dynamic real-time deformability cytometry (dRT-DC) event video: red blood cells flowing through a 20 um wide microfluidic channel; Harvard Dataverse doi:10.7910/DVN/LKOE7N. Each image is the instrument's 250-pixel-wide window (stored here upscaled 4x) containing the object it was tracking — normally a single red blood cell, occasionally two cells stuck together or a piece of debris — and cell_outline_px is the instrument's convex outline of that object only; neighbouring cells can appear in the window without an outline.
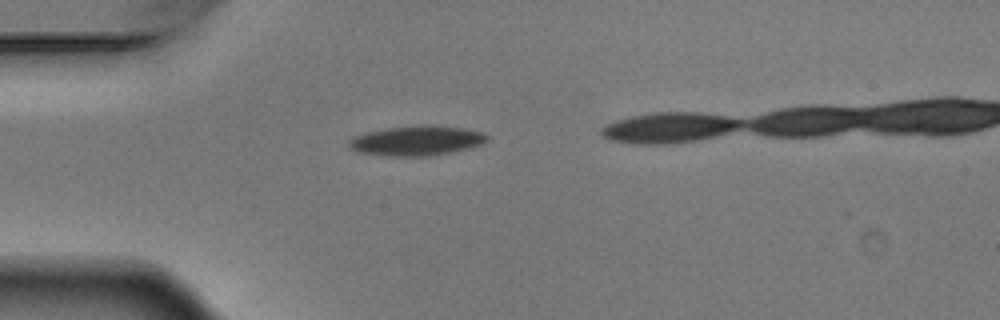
{"species": "Egyptian fruit bat (a non-hibernating species)", "species_latin": "Rousettus aegyptiacus", "temperature_condition": "warm", "stored_images_in_passage": 3, "camera_frame_rate_fps": 3000, "um_per_image_px": 0.085, "animal": {"sex": "male"}, "frame": {"image": 1, "passage_image": 1, "time_ms": 0.0, "image_size_px": [1000, 320], "cell_outline_px": [[488, 140], [484, 144], [452, 152], [428, 156], [380, 156], [356, 152], [348, 144], [348, 140], [356, 136], [368, 132], [388, 128], [464, 128], [484, 132], [488, 136]], "centroid_in_image_um": [35.41, 12.02], "position_along_channel_um": 49.6, "area_um2": 23.06}}